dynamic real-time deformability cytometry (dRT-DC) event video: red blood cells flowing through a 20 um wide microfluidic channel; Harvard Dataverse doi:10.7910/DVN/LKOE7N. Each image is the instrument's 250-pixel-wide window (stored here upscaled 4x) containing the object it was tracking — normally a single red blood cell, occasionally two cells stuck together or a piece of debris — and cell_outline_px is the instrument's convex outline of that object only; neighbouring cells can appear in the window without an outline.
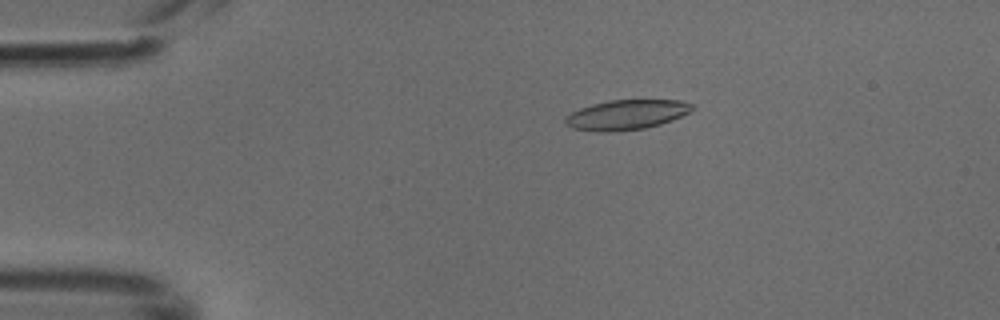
{"species": "common noctule bat (a hibernating species)", "species_latin": "Nyctalus noctula", "temperature_condition": "cold", "stored_images_in_passage": 50, "camera_frame_rate_fps": 3000, "um_per_image_px": 0.085, "animal": {"sex": "male", "body_mass_g": 18.8}, "frame": {"image": 1, "passage_image": 10, "time_ms": 3.0, "image_size_px": [1000, 320], "cell_outline_px": [[696, 108], [672, 120], [660, 124], [644, 128], [608, 132], [604, 132], [572, 128], [564, 124], [564, 116], [580, 108], [592, 104], [608, 100], [680, 100], [692, 104]], "centroid_in_image_um": [53.22, 9.75], "position_along_channel_um": 31.8, "area_um2": 22.02}}
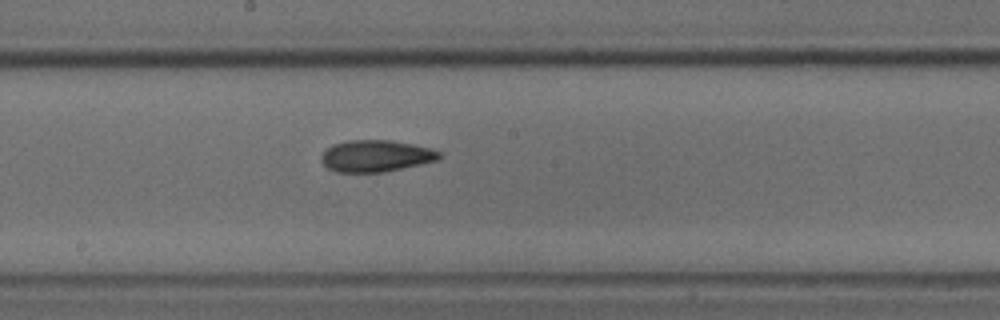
{"frame": {"image": 2, "passage_image": 27, "time_ms": 8.667, "image_size_px": [1000, 320], "cell_outline_px": [[440, 160], [384, 172], [336, 172], [328, 168], [320, 160], [320, 156], [332, 144], [348, 140], [392, 140], [432, 148], [440, 152]], "centroid_in_image_um": [31.96, 13.25], "position_along_channel_um": 216.2, "area_um2": 21.91}}
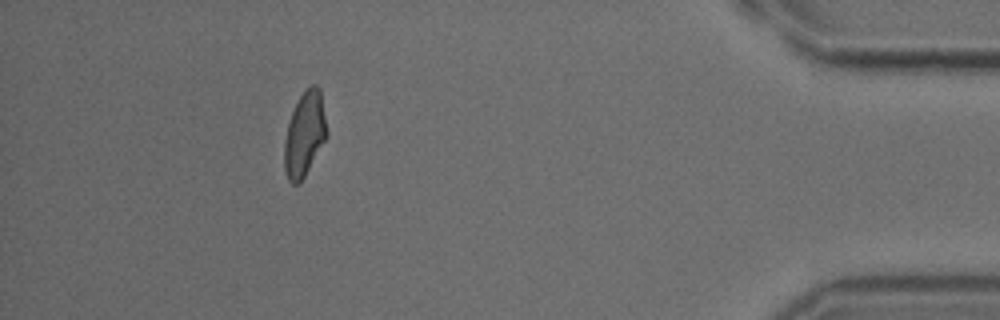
{"frame": {"image": 3, "passage_image": 45, "time_ms": 14.667, "image_size_px": [1000, 320], "cell_outline_px": [[328, 136], [300, 184], [292, 184], [288, 180], [284, 168], [284, 144], [288, 124], [292, 112], [304, 88], [312, 84], [316, 84], [320, 88], [328, 132]], "centroid_in_image_um": [25.9, 11.4], "position_along_channel_um": 409.3, "area_um2": 21.1}}